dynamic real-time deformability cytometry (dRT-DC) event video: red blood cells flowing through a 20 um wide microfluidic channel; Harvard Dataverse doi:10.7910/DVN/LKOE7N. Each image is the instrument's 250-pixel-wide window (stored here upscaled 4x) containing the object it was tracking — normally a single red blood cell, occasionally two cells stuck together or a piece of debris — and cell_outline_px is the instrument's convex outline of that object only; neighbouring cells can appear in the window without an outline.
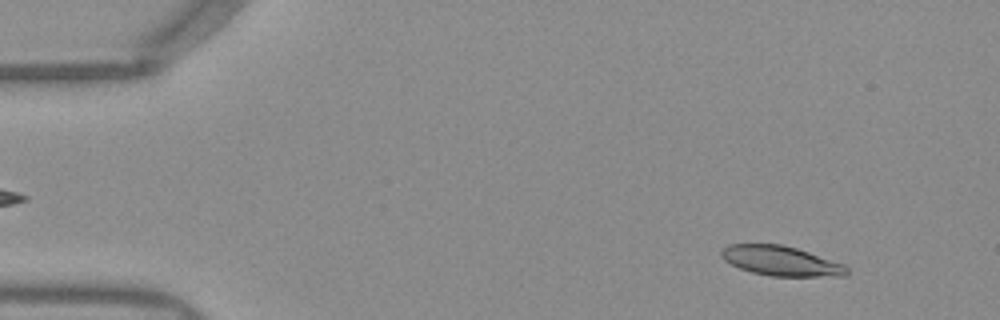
{"species": "Egyptian fruit bat (a non-hibernating species)", "species_latin": "Rousettus aegyptiacus", "temperature_condition": "warm", "stored_images_in_passage": 51, "camera_frame_rate_fps": 3000, "um_per_image_px": 0.085, "frame": {"image": 1, "passage_image": 5, "time_ms": 1.333, "image_size_px": [1000, 320], "cell_outline_px": [[848, 276], [772, 276], [752, 272], [740, 268], [724, 260], [720, 256], [720, 252], [728, 244], [780, 244], [796, 248], [844, 264], [848, 268]], "centroid_in_image_um": [66.38, 22.18], "position_along_channel_um": 18.6, "area_um2": 21.62}}
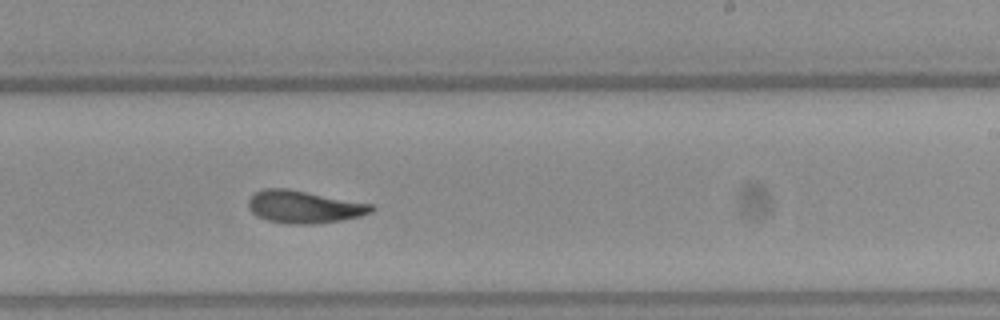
{"frame": {"image": 2, "passage_image": 31, "time_ms": 10.0, "image_size_px": [1000, 320], "cell_outline_px": [[376, 208], [372, 212], [360, 216], [340, 220], [312, 224], [284, 224], [268, 220], [256, 216], [248, 208], [248, 200], [256, 192], [264, 188], [288, 188], [372, 204]], "centroid_in_image_um": [25.83, 17.58], "position_along_channel_um": 263.2, "area_um2": 23.35}}
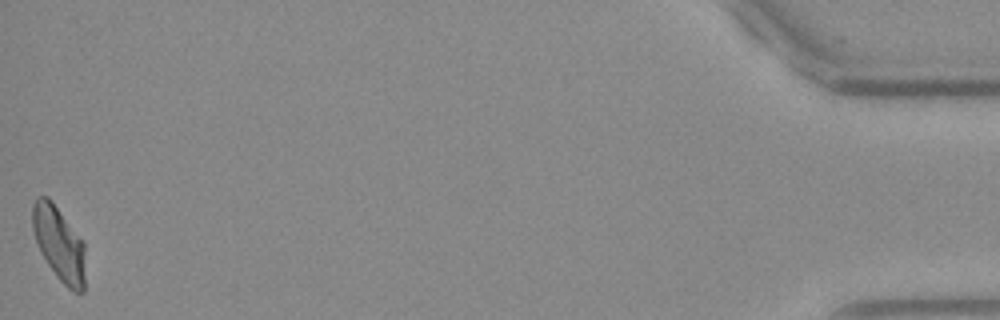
{"frame": {"image": 3, "passage_image": 51, "time_ms": 16.667, "image_size_px": [1000, 320], "cell_outline_px": [[84, 292], [72, 292], [56, 276], [40, 252], [32, 228], [32, 204], [36, 196], [48, 196], [52, 200], [84, 244]], "centroid_in_image_um": [4.99, 20.7], "position_along_channel_um": 430.2, "area_um2": 22.72}, "authors_computed_cell_mechanics": {"area_um2": 22.7732, "velocity_mm_per_s": 3.9388, "shape_relaxation_time_tau1_ms": 8.8756, "shape_relaxation_time_tau2_ms": 3.3823, "deformation_change_tau1": 0.2323, "deformation_change_tau2": 0.1097}}